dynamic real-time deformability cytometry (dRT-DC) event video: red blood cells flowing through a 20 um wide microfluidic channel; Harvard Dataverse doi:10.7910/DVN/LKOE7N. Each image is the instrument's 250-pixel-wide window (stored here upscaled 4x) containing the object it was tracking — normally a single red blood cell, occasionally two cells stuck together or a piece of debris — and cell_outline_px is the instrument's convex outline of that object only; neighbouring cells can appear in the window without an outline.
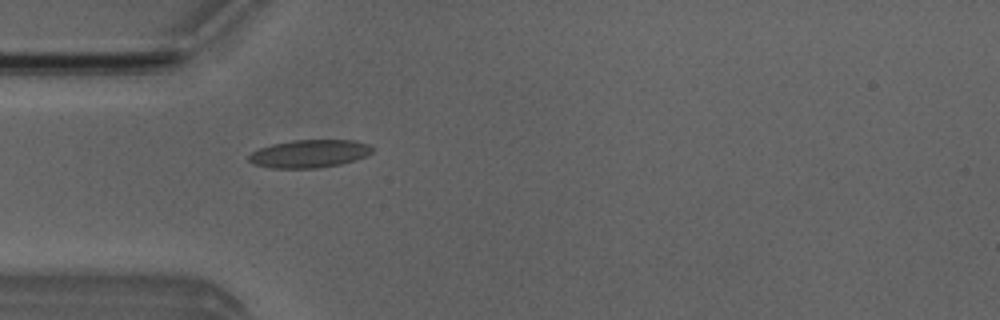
{"species": "Egyptian fruit bat (a non-hibernating species)", "species_latin": "Rousettus aegyptiacus", "temperature_condition": "room temperature", "stored_images_in_passage": 4, "camera_frame_rate_fps": 3000, "um_per_image_px": 0.085, "animal": {"sex": "male"}, "frame": {"image": 1, "passage_image": 4, "time_ms": 4.333, "image_size_px": [1000, 320], "cell_outline_px": [[376, 148], [368, 156], [340, 164], [316, 168], [272, 168], [252, 164], [248, 160], [248, 156], [252, 152], [260, 148], [272, 144], [292, 140], [356, 140], [368, 144]], "centroid_in_image_um": [26.32, 13.06], "position_along_channel_um": 58.7, "area_um2": 20.23}}